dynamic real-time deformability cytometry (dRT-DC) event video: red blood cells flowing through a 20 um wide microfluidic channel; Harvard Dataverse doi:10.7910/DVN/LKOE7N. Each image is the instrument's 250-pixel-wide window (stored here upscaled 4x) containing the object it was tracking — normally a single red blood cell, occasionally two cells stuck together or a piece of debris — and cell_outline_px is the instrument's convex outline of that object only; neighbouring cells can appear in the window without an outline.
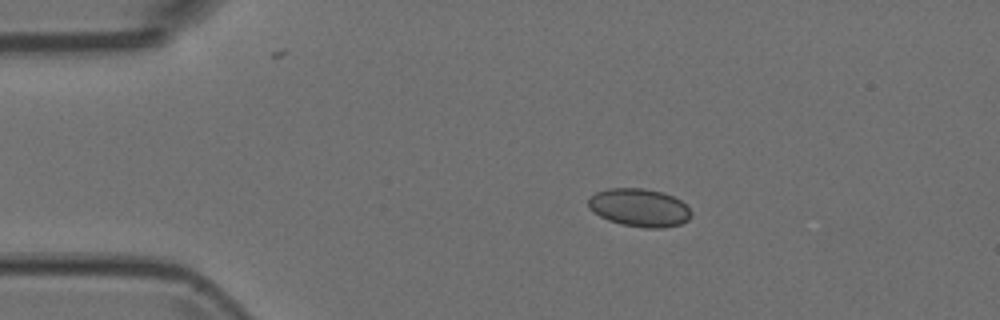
{"species": "Egyptian fruit bat (a non-hibernating species)", "species_latin": "Rousettus aegyptiacus", "temperature_condition": "room temperature", "stored_images_in_passage": 6, "camera_frame_rate_fps": 3000, "um_per_image_px": 0.085, "animal": {"sex": "female"}, "frame": {"image": 1, "passage_image": 1, "time_ms": 0.0, "image_size_px": [1000, 320], "cell_outline_px": [[692, 216], [688, 220], [680, 224], [664, 228], [644, 228], [620, 224], [608, 220], [592, 212], [588, 208], [588, 200], [596, 192], [608, 188], [644, 188], [664, 192], [680, 200], [692, 212]], "centroid_in_image_um": [54.34, 17.65], "position_along_channel_um": 30.7, "area_um2": 23.0}}
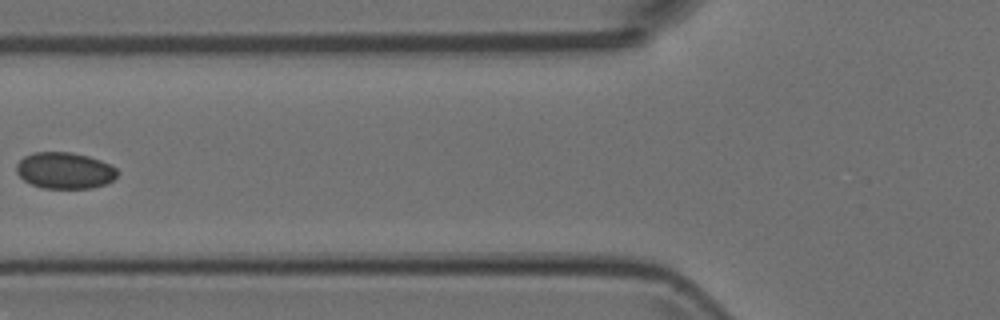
{"frame": {"image": 2, "passage_image": 4, "time_ms": 1.0, "image_size_px": [1000, 320], "cell_outline_px": [[120, 172], [112, 180], [104, 184], [92, 188], [44, 188], [32, 184], [24, 180], [16, 172], [16, 164], [24, 156], [36, 152], [72, 152], [88, 156], [100, 160], [116, 168]], "centroid_in_image_um": [5.5, 14.49], "position_along_channel_um": 120.3, "area_um2": 21.33}}
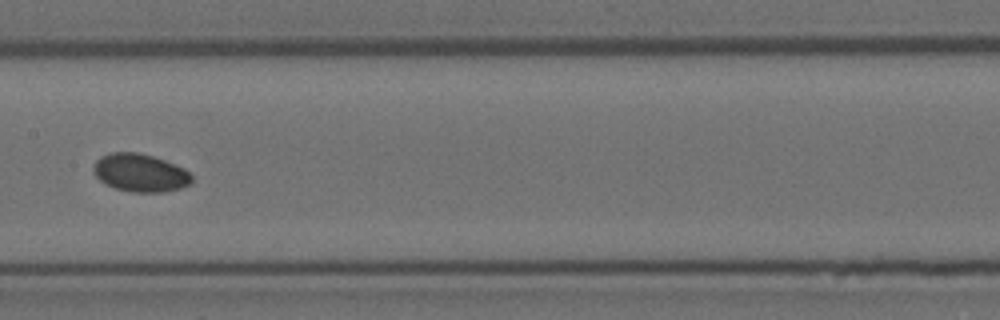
{"frame": {"image": 3, "passage_image": 6, "time_ms": 1.667, "image_size_px": [1000, 320], "cell_outline_px": [[192, 180], [188, 184], [180, 188], [164, 192], [132, 192], [116, 188], [100, 180], [92, 172], [92, 168], [96, 160], [100, 156], [112, 152], [140, 152], [164, 160], [184, 168], [192, 176]], "centroid_in_image_um": [11.89, 14.68], "position_along_channel_um": 195.5, "area_um2": 21.68}}